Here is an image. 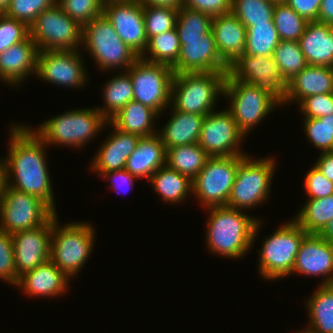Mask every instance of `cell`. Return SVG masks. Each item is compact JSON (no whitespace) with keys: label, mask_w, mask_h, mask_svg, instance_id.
Segmentation results:
<instances>
[{"label":"cell","mask_w":333,"mask_h":333,"mask_svg":"<svg viewBox=\"0 0 333 333\" xmlns=\"http://www.w3.org/2000/svg\"><path fill=\"white\" fill-rule=\"evenodd\" d=\"M37 54L30 36L7 48L0 54V79L17 86L31 73L36 75Z\"/></svg>","instance_id":"cell-22"},{"label":"cell","mask_w":333,"mask_h":333,"mask_svg":"<svg viewBox=\"0 0 333 333\" xmlns=\"http://www.w3.org/2000/svg\"><path fill=\"white\" fill-rule=\"evenodd\" d=\"M299 107L304 118H320L333 114V93L316 94L304 98Z\"/></svg>","instance_id":"cell-47"},{"label":"cell","mask_w":333,"mask_h":333,"mask_svg":"<svg viewBox=\"0 0 333 333\" xmlns=\"http://www.w3.org/2000/svg\"><path fill=\"white\" fill-rule=\"evenodd\" d=\"M272 2L274 5L276 4H286L287 0H269Z\"/></svg>","instance_id":"cell-58"},{"label":"cell","mask_w":333,"mask_h":333,"mask_svg":"<svg viewBox=\"0 0 333 333\" xmlns=\"http://www.w3.org/2000/svg\"><path fill=\"white\" fill-rule=\"evenodd\" d=\"M333 93V67L307 65L287 83L286 102L316 94Z\"/></svg>","instance_id":"cell-25"},{"label":"cell","mask_w":333,"mask_h":333,"mask_svg":"<svg viewBox=\"0 0 333 333\" xmlns=\"http://www.w3.org/2000/svg\"><path fill=\"white\" fill-rule=\"evenodd\" d=\"M0 159V195L3 193L6 185L5 163Z\"/></svg>","instance_id":"cell-56"},{"label":"cell","mask_w":333,"mask_h":333,"mask_svg":"<svg viewBox=\"0 0 333 333\" xmlns=\"http://www.w3.org/2000/svg\"><path fill=\"white\" fill-rule=\"evenodd\" d=\"M104 107H97V110L109 121L125 105L133 100V83L130 74H118L104 86Z\"/></svg>","instance_id":"cell-33"},{"label":"cell","mask_w":333,"mask_h":333,"mask_svg":"<svg viewBox=\"0 0 333 333\" xmlns=\"http://www.w3.org/2000/svg\"><path fill=\"white\" fill-rule=\"evenodd\" d=\"M320 172L333 182V152H324L314 164Z\"/></svg>","instance_id":"cell-52"},{"label":"cell","mask_w":333,"mask_h":333,"mask_svg":"<svg viewBox=\"0 0 333 333\" xmlns=\"http://www.w3.org/2000/svg\"><path fill=\"white\" fill-rule=\"evenodd\" d=\"M308 329L315 333H333V284H321L307 302Z\"/></svg>","instance_id":"cell-30"},{"label":"cell","mask_w":333,"mask_h":333,"mask_svg":"<svg viewBox=\"0 0 333 333\" xmlns=\"http://www.w3.org/2000/svg\"><path fill=\"white\" fill-rule=\"evenodd\" d=\"M142 5L171 7L180 9L183 6V0H138Z\"/></svg>","instance_id":"cell-54"},{"label":"cell","mask_w":333,"mask_h":333,"mask_svg":"<svg viewBox=\"0 0 333 333\" xmlns=\"http://www.w3.org/2000/svg\"><path fill=\"white\" fill-rule=\"evenodd\" d=\"M308 233L295 221L291 220L278 227L265 238L260 250L259 271L267 280H275L292 274L296 255L304 237Z\"/></svg>","instance_id":"cell-7"},{"label":"cell","mask_w":333,"mask_h":333,"mask_svg":"<svg viewBox=\"0 0 333 333\" xmlns=\"http://www.w3.org/2000/svg\"><path fill=\"white\" fill-rule=\"evenodd\" d=\"M207 224V246L218 255L240 258L250 251L261 221L228 206L210 207Z\"/></svg>","instance_id":"cell-2"},{"label":"cell","mask_w":333,"mask_h":333,"mask_svg":"<svg viewBox=\"0 0 333 333\" xmlns=\"http://www.w3.org/2000/svg\"><path fill=\"white\" fill-rule=\"evenodd\" d=\"M82 44L103 70L121 67L127 70L139 58L118 36L104 14L82 27Z\"/></svg>","instance_id":"cell-8"},{"label":"cell","mask_w":333,"mask_h":333,"mask_svg":"<svg viewBox=\"0 0 333 333\" xmlns=\"http://www.w3.org/2000/svg\"><path fill=\"white\" fill-rule=\"evenodd\" d=\"M244 134L230 111H212L203 120L198 144L210 157L244 156L238 147Z\"/></svg>","instance_id":"cell-15"},{"label":"cell","mask_w":333,"mask_h":333,"mask_svg":"<svg viewBox=\"0 0 333 333\" xmlns=\"http://www.w3.org/2000/svg\"><path fill=\"white\" fill-rule=\"evenodd\" d=\"M304 131L319 150L333 152V114L320 118H305Z\"/></svg>","instance_id":"cell-42"},{"label":"cell","mask_w":333,"mask_h":333,"mask_svg":"<svg viewBox=\"0 0 333 333\" xmlns=\"http://www.w3.org/2000/svg\"><path fill=\"white\" fill-rule=\"evenodd\" d=\"M227 73L187 72L174 74L171 86L173 108L202 116L214 111L219 93L221 96L224 93Z\"/></svg>","instance_id":"cell-3"},{"label":"cell","mask_w":333,"mask_h":333,"mask_svg":"<svg viewBox=\"0 0 333 333\" xmlns=\"http://www.w3.org/2000/svg\"><path fill=\"white\" fill-rule=\"evenodd\" d=\"M325 276L321 284H333V245L318 234H307L295 258L292 273Z\"/></svg>","instance_id":"cell-20"},{"label":"cell","mask_w":333,"mask_h":333,"mask_svg":"<svg viewBox=\"0 0 333 333\" xmlns=\"http://www.w3.org/2000/svg\"><path fill=\"white\" fill-rule=\"evenodd\" d=\"M209 157L198 143L181 145L167 149L166 165L193 180Z\"/></svg>","instance_id":"cell-32"},{"label":"cell","mask_w":333,"mask_h":333,"mask_svg":"<svg viewBox=\"0 0 333 333\" xmlns=\"http://www.w3.org/2000/svg\"><path fill=\"white\" fill-rule=\"evenodd\" d=\"M318 235L333 245V220L329 221Z\"/></svg>","instance_id":"cell-55"},{"label":"cell","mask_w":333,"mask_h":333,"mask_svg":"<svg viewBox=\"0 0 333 333\" xmlns=\"http://www.w3.org/2000/svg\"><path fill=\"white\" fill-rule=\"evenodd\" d=\"M108 123L114 128V132L102 143L91 163L93 171L98 172L101 177L110 171L123 170L127 158L134 152L141 138L139 135L121 131L110 121Z\"/></svg>","instance_id":"cell-21"},{"label":"cell","mask_w":333,"mask_h":333,"mask_svg":"<svg viewBox=\"0 0 333 333\" xmlns=\"http://www.w3.org/2000/svg\"><path fill=\"white\" fill-rule=\"evenodd\" d=\"M29 36V27L22 21L0 13V54Z\"/></svg>","instance_id":"cell-45"},{"label":"cell","mask_w":333,"mask_h":333,"mask_svg":"<svg viewBox=\"0 0 333 333\" xmlns=\"http://www.w3.org/2000/svg\"><path fill=\"white\" fill-rule=\"evenodd\" d=\"M211 32L219 55L228 65L244 54L246 27L232 12L213 17Z\"/></svg>","instance_id":"cell-23"},{"label":"cell","mask_w":333,"mask_h":333,"mask_svg":"<svg viewBox=\"0 0 333 333\" xmlns=\"http://www.w3.org/2000/svg\"><path fill=\"white\" fill-rule=\"evenodd\" d=\"M223 95L231 100L229 111L244 136L279 105L255 85L235 80L228 73Z\"/></svg>","instance_id":"cell-12"},{"label":"cell","mask_w":333,"mask_h":333,"mask_svg":"<svg viewBox=\"0 0 333 333\" xmlns=\"http://www.w3.org/2000/svg\"><path fill=\"white\" fill-rule=\"evenodd\" d=\"M232 0H183V6L212 17L227 14L231 12Z\"/></svg>","instance_id":"cell-49"},{"label":"cell","mask_w":333,"mask_h":333,"mask_svg":"<svg viewBox=\"0 0 333 333\" xmlns=\"http://www.w3.org/2000/svg\"><path fill=\"white\" fill-rule=\"evenodd\" d=\"M149 182L166 203L183 202L188 192H192V180L167 165L159 168Z\"/></svg>","instance_id":"cell-31"},{"label":"cell","mask_w":333,"mask_h":333,"mask_svg":"<svg viewBox=\"0 0 333 333\" xmlns=\"http://www.w3.org/2000/svg\"><path fill=\"white\" fill-rule=\"evenodd\" d=\"M52 217L42 226L12 234L15 270L20 277L50 260Z\"/></svg>","instance_id":"cell-19"},{"label":"cell","mask_w":333,"mask_h":333,"mask_svg":"<svg viewBox=\"0 0 333 333\" xmlns=\"http://www.w3.org/2000/svg\"><path fill=\"white\" fill-rule=\"evenodd\" d=\"M10 134L9 153L4 159L6 185L40 198L57 213L45 159L46 144L30 127L14 125Z\"/></svg>","instance_id":"cell-1"},{"label":"cell","mask_w":333,"mask_h":333,"mask_svg":"<svg viewBox=\"0 0 333 333\" xmlns=\"http://www.w3.org/2000/svg\"><path fill=\"white\" fill-rule=\"evenodd\" d=\"M281 41L274 23L246 28L245 56H272Z\"/></svg>","instance_id":"cell-36"},{"label":"cell","mask_w":333,"mask_h":333,"mask_svg":"<svg viewBox=\"0 0 333 333\" xmlns=\"http://www.w3.org/2000/svg\"><path fill=\"white\" fill-rule=\"evenodd\" d=\"M56 3L81 27L103 14L101 0H56Z\"/></svg>","instance_id":"cell-43"},{"label":"cell","mask_w":333,"mask_h":333,"mask_svg":"<svg viewBox=\"0 0 333 333\" xmlns=\"http://www.w3.org/2000/svg\"><path fill=\"white\" fill-rule=\"evenodd\" d=\"M272 56L278 64L282 77L286 83L307 66V62L298 41L281 40L274 49Z\"/></svg>","instance_id":"cell-38"},{"label":"cell","mask_w":333,"mask_h":333,"mask_svg":"<svg viewBox=\"0 0 333 333\" xmlns=\"http://www.w3.org/2000/svg\"><path fill=\"white\" fill-rule=\"evenodd\" d=\"M103 2V4L107 3V2H115V1H128V0H101Z\"/></svg>","instance_id":"cell-59"},{"label":"cell","mask_w":333,"mask_h":333,"mask_svg":"<svg viewBox=\"0 0 333 333\" xmlns=\"http://www.w3.org/2000/svg\"><path fill=\"white\" fill-rule=\"evenodd\" d=\"M213 17L188 7L178 9L175 29L179 38H202L211 32Z\"/></svg>","instance_id":"cell-39"},{"label":"cell","mask_w":333,"mask_h":333,"mask_svg":"<svg viewBox=\"0 0 333 333\" xmlns=\"http://www.w3.org/2000/svg\"><path fill=\"white\" fill-rule=\"evenodd\" d=\"M102 177L104 178L108 177L107 179L110 178L109 181L112 180L111 182L113 186L112 188H115L116 189L115 191L119 190L118 192L122 191V189L126 187H128V189L129 188L131 189L132 185L134 184L133 180L136 179L135 176H133L130 172H128L125 169L107 172ZM119 188H121V190ZM126 191L128 192L127 188Z\"/></svg>","instance_id":"cell-51"},{"label":"cell","mask_w":333,"mask_h":333,"mask_svg":"<svg viewBox=\"0 0 333 333\" xmlns=\"http://www.w3.org/2000/svg\"><path fill=\"white\" fill-rule=\"evenodd\" d=\"M275 5L269 0H232L231 12L247 28L261 23H273Z\"/></svg>","instance_id":"cell-37"},{"label":"cell","mask_w":333,"mask_h":333,"mask_svg":"<svg viewBox=\"0 0 333 333\" xmlns=\"http://www.w3.org/2000/svg\"><path fill=\"white\" fill-rule=\"evenodd\" d=\"M237 156L209 157L192 180V192L206 208L227 206L235 181Z\"/></svg>","instance_id":"cell-13"},{"label":"cell","mask_w":333,"mask_h":333,"mask_svg":"<svg viewBox=\"0 0 333 333\" xmlns=\"http://www.w3.org/2000/svg\"><path fill=\"white\" fill-rule=\"evenodd\" d=\"M307 65L333 67V34L331 25L308 22L298 40Z\"/></svg>","instance_id":"cell-26"},{"label":"cell","mask_w":333,"mask_h":333,"mask_svg":"<svg viewBox=\"0 0 333 333\" xmlns=\"http://www.w3.org/2000/svg\"><path fill=\"white\" fill-rule=\"evenodd\" d=\"M69 277L51 260L20 276L16 286L31 296L55 297L66 291Z\"/></svg>","instance_id":"cell-24"},{"label":"cell","mask_w":333,"mask_h":333,"mask_svg":"<svg viewBox=\"0 0 333 333\" xmlns=\"http://www.w3.org/2000/svg\"><path fill=\"white\" fill-rule=\"evenodd\" d=\"M0 278L15 286L20 278L15 270L12 234L4 231H0Z\"/></svg>","instance_id":"cell-46"},{"label":"cell","mask_w":333,"mask_h":333,"mask_svg":"<svg viewBox=\"0 0 333 333\" xmlns=\"http://www.w3.org/2000/svg\"><path fill=\"white\" fill-rule=\"evenodd\" d=\"M158 115L152 108L132 100L109 121L121 131L149 137L157 134L153 128V121Z\"/></svg>","instance_id":"cell-29"},{"label":"cell","mask_w":333,"mask_h":333,"mask_svg":"<svg viewBox=\"0 0 333 333\" xmlns=\"http://www.w3.org/2000/svg\"><path fill=\"white\" fill-rule=\"evenodd\" d=\"M322 0H287L289 5L299 16L308 22L318 21Z\"/></svg>","instance_id":"cell-50"},{"label":"cell","mask_w":333,"mask_h":333,"mask_svg":"<svg viewBox=\"0 0 333 333\" xmlns=\"http://www.w3.org/2000/svg\"><path fill=\"white\" fill-rule=\"evenodd\" d=\"M273 23L283 41H298L303 35L308 21L299 16L289 5L276 4Z\"/></svg>","instance_id":"cell-40"},{"label":"cell","mask_w":333,"mask_h":333,"mask_svg":"<svg viewBox=\"0 0 333 333\" xmlns=\"http://www.w3.org/2000/svg\"><path fill=\"white\" fill-rule=\"evenodd\" d=\"M303 206L294 220L296 219L308 234H319L327 223L333 220V194L319 199H309Z\"/></svg>","instance_id":"cell-34"},{"label":"cell","mask_w":333,"mask_h":333,"mask_svg":"<svg viewBox=\"0 0 333 333\" xmlns=\"http://www.w3.org/2000/svg\"><path fill=\"white\" fill-rule=\"evenodd\" d=\"M180 54L172 67L175 74L187 72H228L229 65L219 55L212 32L202 38H179Z\"/></svg>","instance_id":"cell-18"},{"label":"cell","mask_w":333,"mask_h":333,"mask_svg":"<svg viewBox=\"0 0 333 333\" xmlns=\"http://www.w3.org/2000/svg\"><path fill=\"white\" fill-rule=\"evenodd\" d=\"M172 109V117L158 134L166 149L198 143L205 116Z\"/></svg>","instance_id":"cell-28"},{"label":"cell","mask_w":333,"mask_h":333,"mask_svg":"<svg viewBox=\"0 0 333 333\" xmlns=\"http://www.w3.org/2000/svg\"><path fill=\"white\" fill-rule=\"evenodd\" d=\"M55 212L40 198L5 185L0 195V231L14 234L44 225Z\"/></svg>","instance_id":"cell-10"},{"label":"cell","mask_w":333,"mask_h":333,"mask_svg":"<svg viewBox=\"0 0 333 333\" xmlns=\"http://www.w3.org/2000/svg\"><path fill=\"white\" fill-rule=\"evenodd\" d=\"M11 0H0V13H4L9 7Z\"/></svg>","instance_id":"cell-57"},{"label":"cell","mask_w":333,"mask_h":333,"mask_svg":"<svg viewBox=\"0 0 333 333\" xmlns=\"http://www.w3.org/2000/svg\"><path fill=\"white\" fill-rule=\"evenodd\" d=\"M275 162L271 157L251 160L247 155L237 156V170L227 206L250 209L268 198Z\"/></svg>","instance_id":"cell-6"},{"label":"cell","mask_w":333,"mask_h":333,"mask_svg":"<svg viewBox=\"0 0 333 333\" xmlns=\"http://www.w3.org/2000/svg\"><path fill=\"white\" fill-rule=\"evenodd\" d=\"M79 53L78 50L38 51L36 75L59 86L82 87L87 74L80 56L82 52Z\"/></svg>","instance_id":"cell-17"},{"label":"cell","mask_w":333,"mask_h":333,"mask_svg":"<svg viewBox=\"0 0 333 333\" xmlns=\"http://www.w3.org/2000/svg\"><path fill=\"white\" fill-rule=\"evenodd\" d=\"M177 14L176 8L143 5L147 40L159 33L174 29Z\"/></svg>","instance_id":"cell-41"},{"label":"cell","mask_w":333,"mask_h":333,"mask_svg":"<svg viewBox=\"0 0 333 333\" xmlns=\"http://www.w3.org/2000/svg\"><path fill=\"white\" fill-rule=\"evenodd\" d=\"M228 74L235 80L255 85L272 97L279 106L286 102L287 83L273 56H238Z\"/></svg>","instance_id":"cell-14"},{"label":"cell","mask_w":333,"mask_h":333,"mask_svg":"<svg viewBox=\"0 0 333 333\" xmlns=\"http://www.w3.org/2000/svg\"><path fill=\"white\" fill-rule=\"evenodd\" d=\"M304 187L308 199H319L333 194V182L328 180L315 165L308 171Z\"/></svg>","instance_id":"cell-48"},{"label":"cell","mask_w":333,"mask_h":333,"mask_svg":"<svg viewBox=\"0 0 333 333\" xmlns=\"http://www.w3.org/2000/svg\"><path fill=\"white\" fill-rule=\"evenodd\" d=\"M29 36L38 51L79 50L82 45V27L57 3L36 17L29 26Z\"/></svg>","instance_id":"cell-9"},{"label":"cell","mask_w":333,"mask_h":333,"mask_svg":"<svg viewBox=\"0 0 333 333\" xmlns=\"http://www.w3.org/2000/svg\"><path fill=\"white\" fill-rule=\"evenodd\" d=\"M167 149L158 134L141 137L134 152L127 158L125 170L136 178H148L166 165Z\"/></svg>","instance_id":"cell-27"},{"label":"cell","mask_w":333,"mask_h":333,"mask_svg":"<svg viewBox=\"0 0 333 333\" xmlns=\"http://www.w3.org/2000/svg\"><path fill=\"white\" fill-rule=\"evenodd\" d=\"M133 83V100L160 114L171 105V86L174 77L172 67L152 63L140 57L127 69Z\"/></svg>","instance_id":"cell-11"},{"label":"cell","mask_w":333,"mask_h":333,"mask_svg":"<svg viewBox=\"0 0 333 333\" xmlns=\"http://www.w3.org/2000/svg\"><path fill=\"white\" fill-rule=\"evenodd\" d=\"M55 3L56 0H11L4 14L24 22L29 27L42 11Z\"/></svg>","instance_id":"cell-44"},{"label":"cell","mask_w":333,"mask_h":333,"mask_svg":"<svg viewBox=\"0 0 333 333\" xmlns=\"http://www.w3.org/2000/svg\"><path fill=\"white\" fill-rule=\"evenodd\" d=\"M318 22L333 25V0H322Z\"/></svg>","instance_id":"cell-53"},{"label":"cell","mask_w":333,"mask_h":333,"mask_svg":"<svg viewBox=\"0 0 333 333\" xmlns=\"http://www.w3.org/2000/svg\"><path fill=\"white\" fill-rule=\"evenodd\" d=\"M108 120L97 108L76 109L57 115L32 131L47 145L59 144L80 148L102 130Z\"/></svg>","instance_id":"cell-4"},{"label":"cell","mask_w":333,"mask_h":333,"mask_svg":"<svg viewBox=\"0 0 333 333\" xmlns=\"http://www.w3.org/2000/svg\"><path fill=\"white\" fill-rule=\"evenodd\" d=\"M103 14L122 41L140 57L148 43L143 5L138 0L107 2Z\"/></svg>","instance_id":"cell-16"},{"label":"cell","mask_w":333,"mask_h":333,"mask_svg":"<svg viewBox=\"0 0 333 333\" xmlns=\"http://www.w3.org/2000/svg\"><path fill=\"white\" fill-rule=\"evenodd\" d=\"M94 229L88 223L73 222L60 227L52 216L50 260L68 277L74 276L87 261L93 247Z\"/></svg>","instance_id":"cell-5"},{"label":"cell","mask_w":333,"mask_h":333,"mask_svg":"<svg viewBox=\"0 0 333 333\" xmlns=\"http://www.w3.org/2000/svg\"><path fill=\"white\" fill-rule=\"evenodd\" d=\"M296 333H315V332H313L312 330H310V329H305V330H303V331H301V332H296Z\"/></svg>","instance_id":"cell-60"},{"label":"cell","mask_w":333,"mask_h":333,"mask_svg":"<svg viewBox=\"0 0 333 333\" xmlns=\"http://www.w3.org/2000/svg\"><path fill=\"white\" fill-rule=\"evenodd\" d=\"M180 47L178 32L174 28L151 37L140 58L148 62L173 67L177 63ZM146 52H149L150 58L146 57L148 55Z\"/></svg>","instance_id":"cell-35"}]
</instances>
